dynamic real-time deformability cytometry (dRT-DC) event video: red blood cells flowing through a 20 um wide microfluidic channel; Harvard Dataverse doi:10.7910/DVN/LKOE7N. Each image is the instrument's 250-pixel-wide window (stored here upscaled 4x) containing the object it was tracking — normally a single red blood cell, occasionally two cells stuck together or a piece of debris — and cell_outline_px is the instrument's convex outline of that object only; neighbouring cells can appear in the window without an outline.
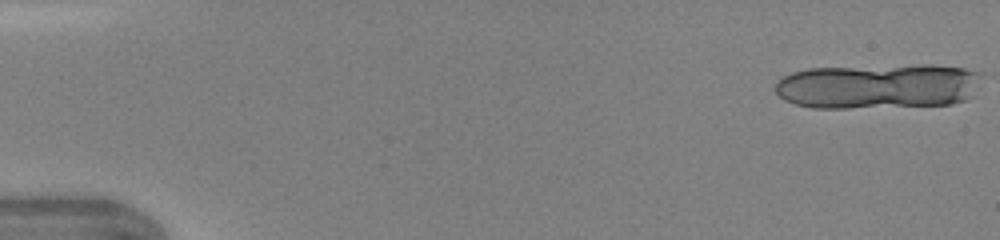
{"species": "human", "species_latin": "Homo sapiens", "temperature_condition": "warm", "stored_images_in_passage": 11, "camera_frame_rate_fps": 3000, "um_per_image_px": 0.085, "donor": {"sex": "female"}, "frame": {"image": 1, "passage_image": 1, "time_ms": 0.0, "image_size_px": [1000, 240], "cell_outline_px": [[980, 72], [972, 96], [964, 100], [952, 104], [848, 108], [812, 108], [796, 104], [784, 100], [776, 92], [776, 84], [784, 76], [792, 72], [808, 68], [920, 64], [932, 64], [964, 68]], "centroid_in_image_um": [74.62, 7.31], "position_along_channel_um": 10.4, "area_um2": 54.45}}